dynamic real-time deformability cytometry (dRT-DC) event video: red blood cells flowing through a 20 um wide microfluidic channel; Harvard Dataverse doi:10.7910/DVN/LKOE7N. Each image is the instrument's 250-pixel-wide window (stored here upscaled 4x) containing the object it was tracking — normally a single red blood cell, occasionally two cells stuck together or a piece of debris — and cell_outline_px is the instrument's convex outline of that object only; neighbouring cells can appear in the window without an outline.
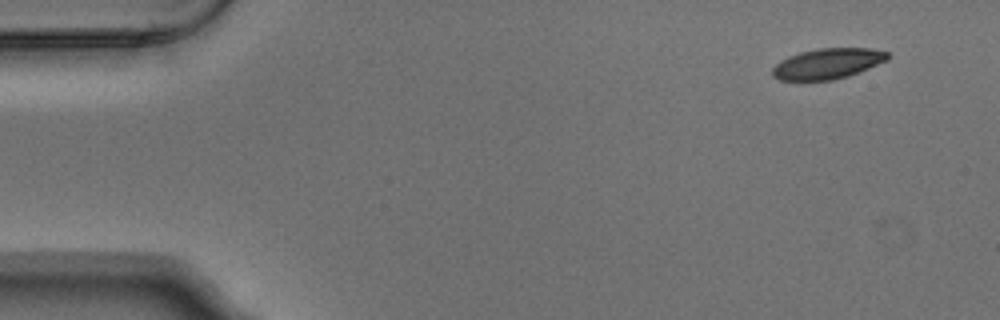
{"species": "Egyptian fruit bat (a non-hibernating species)", "species_latin": "Rousettus aegyptiacus", "temperature_condition": "warm", "stored_images_in_passage": 4, "camera_frame_rate_fps": 3000, "um_per_image_px": 0.085, "animal": {"sex": "male"}, "frame": {"image": 1, "passage_image": 1, "time_ms": 0.0, "image_size_px": [1000, 320], "cell_outline_px": [[892, 56], [888, 60], [848, 76], [832, 80], [780, 80], [772, 76], [772, 68], [780, 60], [788, 56], [800, 52], [816, 48], [872, 48], [888, 52]], "centroid_in_image_um": [70.36, 5.4], "position_along_channel_um": 14.6, "area_um2": 20.63}}
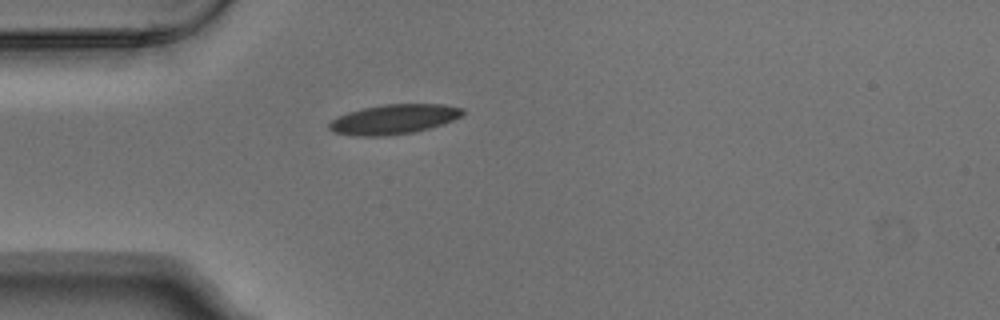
{"frame": {"image": 2, "passage_image": 4, "time_ms": 1.0, "image_size_px": [1000, 320], "cell_outline_px": [[464, 112], [460, 116], [444, 124], [412, 132], [384, 136], [356, 136], [332, 132], [328, 128], [328, 124], [332, 120], [348, 112], [364, 108], [384, 104], [444, 104], [464, 108]], "centroid_in_image_um": [33.47, 10.13], "position_along_channel_um": 51.5, "area_um2": 23.0}}